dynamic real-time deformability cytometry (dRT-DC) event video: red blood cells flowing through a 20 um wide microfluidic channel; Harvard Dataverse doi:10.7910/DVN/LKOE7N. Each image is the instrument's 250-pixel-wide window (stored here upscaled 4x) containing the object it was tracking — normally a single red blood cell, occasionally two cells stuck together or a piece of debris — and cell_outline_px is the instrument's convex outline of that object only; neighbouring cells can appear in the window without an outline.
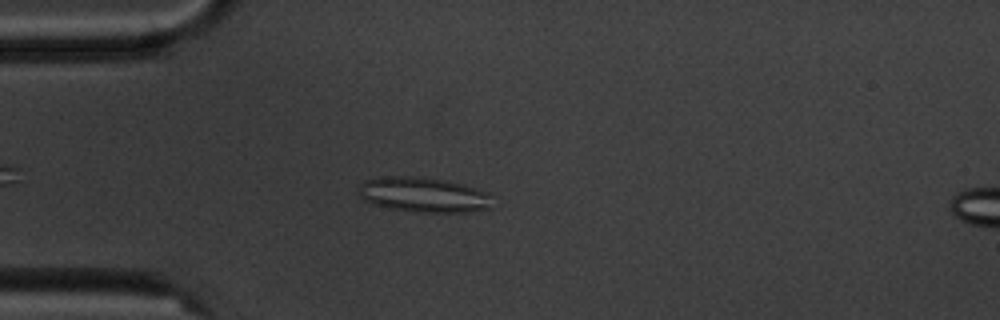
{"species": "common noctule bat (a hibernating species)", "species_latin": "Nyctalus noctula", "temperature_condition": "cold", "stored_images_in_passage": 5, "camera_frame_rate_fps": 3000, "um_per_image_px": 0.085, "animal": {"sex": "male", "body_mass_g": 20.1, "forearm_length_mm": 53.5}, "frame": {"image": 1, "passage_image": 4, "time_ms": 3.333, "image_size_px": [1000, 320], "cell_outline_px": [[492, 208], [472, 212], [416, 212], [392, 208], [376, 204], [364, 200], [356, 192], [356, 184], [364, 180], [380, 176], [420, 176], [444, 180], [464, 184], [488, 192], [492, 196]], "centroid_in_image_um": [35.99, 16.54], "position_along_channel_um": 49.0, "area_um2": 27.86}}